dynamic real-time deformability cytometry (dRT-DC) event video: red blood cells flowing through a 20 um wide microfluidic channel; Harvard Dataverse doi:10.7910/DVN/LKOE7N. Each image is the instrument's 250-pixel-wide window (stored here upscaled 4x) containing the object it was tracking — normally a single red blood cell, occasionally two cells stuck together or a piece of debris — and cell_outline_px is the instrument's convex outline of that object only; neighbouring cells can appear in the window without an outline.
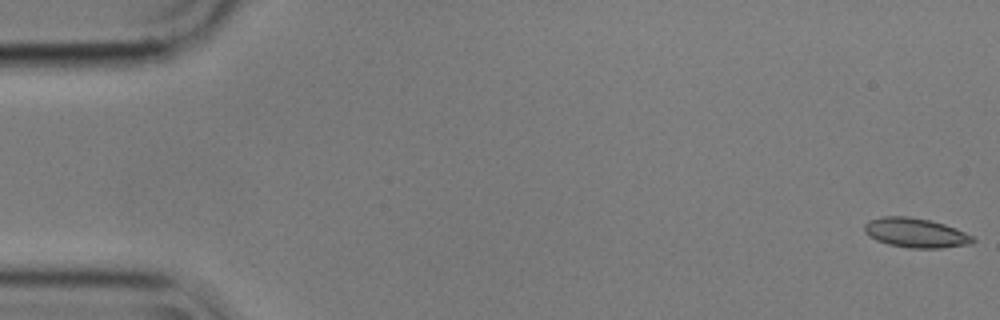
{"species": "common noctule bat (a hibernating species)", "species_latin": "Nyctalus noctula", "temperature_condition": "cold", "stored_images_in_passage": 5, "camera_frame_rate_fps": 3000, "um_per_image_px": 0.085, "animal": {"sex": "male", "body_mass_g": 17.9}, "frame": {"image": 1, "passage_image": 1, "time_ms": 0.0, "image_size_px": [1000, 320], "cell_outline_px": [[976, 240], [972, 244], [940, 248], [908, 248], [888, 244], [876, 240], [868, 236], [864, 232], [864, 224], [868, 220], [884, 216], [908, 216], [928, 220], [944, 224], [956, 228], [976, 236]], "centroid_in_image_um": [77.85, 19.79], "position_along_channel_um": 7.2, "area_um2": 18.9}}
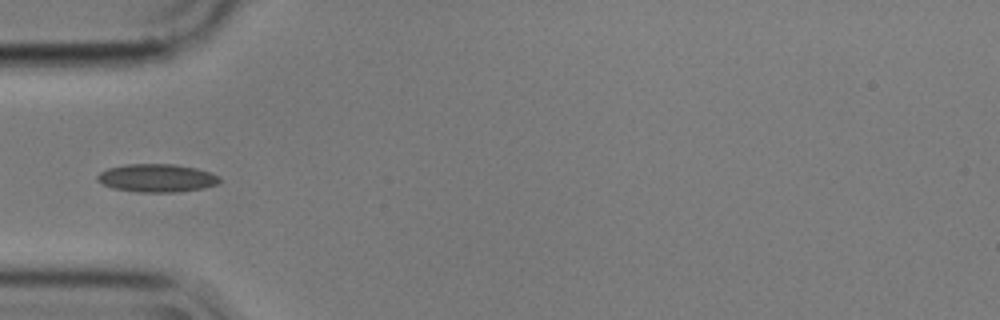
{"frame": {"image": 2, "passage_image": 5, "time_ms": 1.333, "image_size_px": [1000, 320], "cell_outline_px": [[220, 180], [216, 184], [204, 188], [180, 192], [136, 192], [112, 188], [96, 180], [96, 176], [100, 172], [108, 168], [124, 164], [176, 164], [196, 168], [220, 176]], "centroid_in_image_um": [13.31, 15.13], "position_along_channel_um": 71.7, "area_um2": 20.11}}